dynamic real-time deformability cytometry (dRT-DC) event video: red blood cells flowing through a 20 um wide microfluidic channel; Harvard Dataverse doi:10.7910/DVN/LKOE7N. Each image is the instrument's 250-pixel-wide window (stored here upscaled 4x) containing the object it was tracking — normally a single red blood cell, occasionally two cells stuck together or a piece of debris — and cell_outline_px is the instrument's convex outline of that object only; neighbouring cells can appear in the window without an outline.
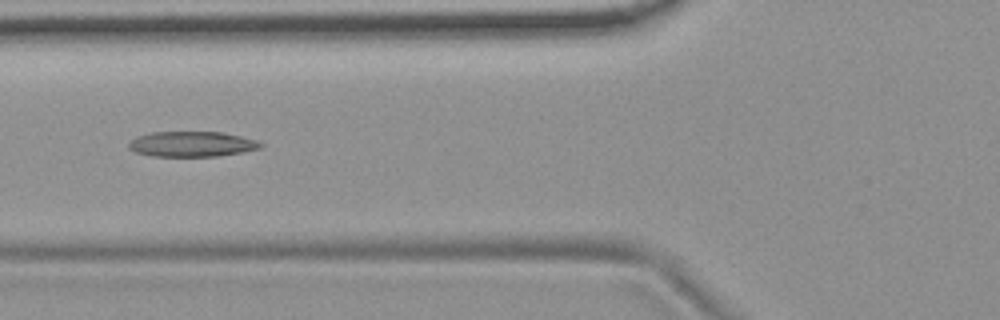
{"species": "common noctule bat (a hibernating species)", "species_latin": "Nyctalus noctula", "temperature_condition": "room temperature", "stored_images_in_passage": 5, "camera_frame_rate_fps": 3000, "um_per_image_px": 0.085, "animal": {"sex": "female", "body_mass_g": 19.9}, "frame": {"image": 1, "passage_image": 3, "time_ms": 0.667, "image_size_px": [1000, 320], "cell_outline_px": [[264, 144], [260, 148], [244, 152], [216, 156], [152, 156], [136, 152], [128, 148], [128, 144], [136, 136], [152, 132], [220, 132], [240, 136], [256, 140]], "centroid_in_image_um": [16.3, 12.25], "position_along_channel_um": 109.5, "area_um2": 19.36}}
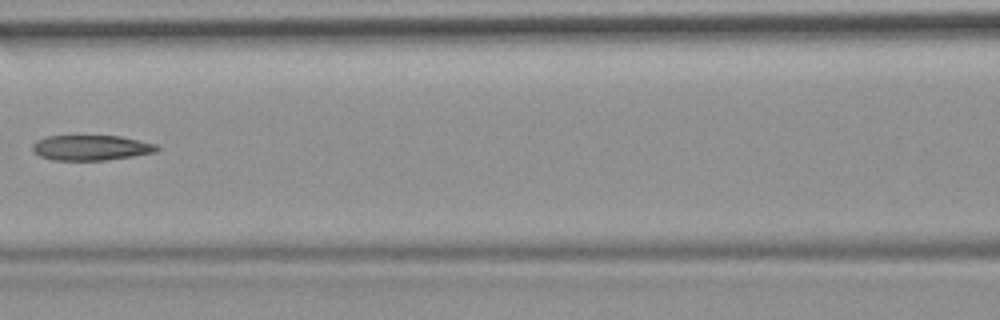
{"frame": {"image": 2, "passage_image": 4, "time_ms": 1.0, "image_size_px": [1000, 320], "cell_outline_px": [[160, 148], [156, 152], [132, 156], [104, 160], [52, 160], [40, 156], [32, 148], [32, 144], [36, 140], [48, 136], [120, 136], [140, 140], [156, 144]], "centroid_in_image_um": [7.75, 12.55], "position_along_channel_um": 158.9, "area_um2": 18.21}}